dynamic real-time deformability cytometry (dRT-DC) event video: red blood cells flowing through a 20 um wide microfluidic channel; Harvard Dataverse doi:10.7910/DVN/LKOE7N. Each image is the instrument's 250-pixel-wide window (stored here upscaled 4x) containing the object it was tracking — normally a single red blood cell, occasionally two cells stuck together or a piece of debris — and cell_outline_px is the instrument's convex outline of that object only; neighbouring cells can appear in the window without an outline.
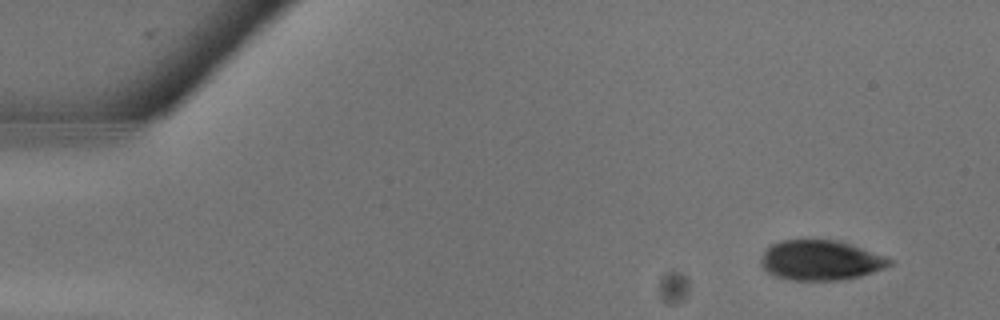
{"species": "common noctule bat (a hibernating species)", "species_latin": "Nyctalus noctula", "temperature_condition": "warm", "stored_images_in_passage": 10, "camera_frame_rate_fps": 3000, "um_per_image_px": 0.085, "animal": {"sex": "male", "body_mass_g": 13.3}, "frame": {"image": 1, "passage_image": 2, "time_ms": 0.333, "image_size_px": [1000, 320], "cell_outline_px": [[892, 264], [884, 268], [848, 280], [788, 280], [776, 276], [768, 272], [760, 264], [760, 260], [764, 248], [780, 240], [840, 240], [884, 256], [892, 260]], "centroid_in_image_um": [69.72, 22.12], "position_along_channel_um": 15.3, "area_um2": 30.11}}
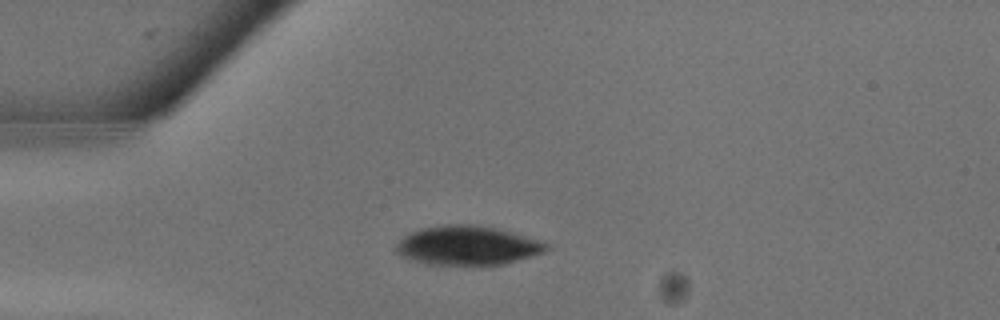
{"frame": {"image": 2, "passage_image": 7, "time_ms": 2.0, "image_size_px": [1000, 320], "cell_outline_px": [[548, 248], [544, 252], [504, 264], [480, 268], [424, 264], [408, 260], [400, 256], [396, 252], [396, 244], [404, 236], [420, 228], [444, 224], [476, 224], [496, 228], [512, 232], [548, 244]], "centroid_in_image_um": [39.67, 20.91], "position_along_channel_um": 45.3, "area_um2": 35.26}}